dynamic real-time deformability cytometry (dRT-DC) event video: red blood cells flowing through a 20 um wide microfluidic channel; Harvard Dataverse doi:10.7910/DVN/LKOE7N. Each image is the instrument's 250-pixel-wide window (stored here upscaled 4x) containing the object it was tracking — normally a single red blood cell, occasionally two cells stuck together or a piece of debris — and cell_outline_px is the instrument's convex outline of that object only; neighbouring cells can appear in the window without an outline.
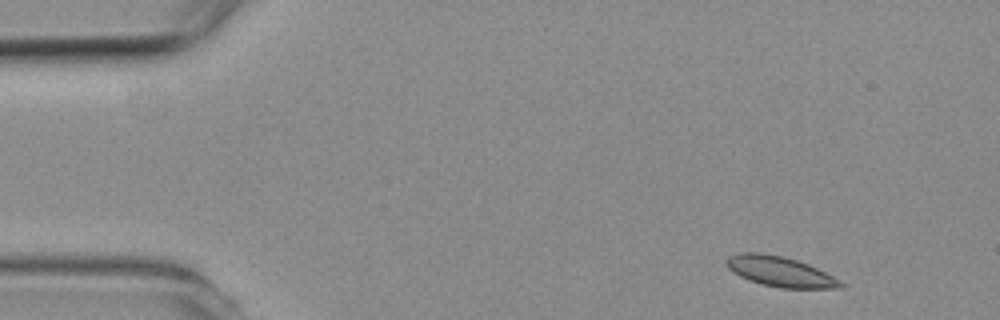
{"species": "common noctule bat (a hibernating species)", "species_latin": "Nyctalus noctula", "temperature_condition": "room temperature", "stored_images_in_passage": 5, "camera_frame_rate_fps": 3000, "um_per_image_px": 0.085, "animal": {"sex": "female", "body_mass_g": 19.3, "forearm_length_mm": 54.1}, "frame": {"image": 1, "passage_image": 1, "time_ms": 0.0, "image_size_px": [1000, 320], "cell_outline_px": [[844, 288], [780, 288], [760, 284], [748, 280], [732, 272], [728, 268], [724, 260], [728, 256], [740, 252], [760, 252], [780, 256], [796, 260], [808, 264], [840, 280], [844, 284]], "centroid_in_image_um": [66.26, 23.08], "position_along_channel_um": 18.7, "area_um2": 20.11}}